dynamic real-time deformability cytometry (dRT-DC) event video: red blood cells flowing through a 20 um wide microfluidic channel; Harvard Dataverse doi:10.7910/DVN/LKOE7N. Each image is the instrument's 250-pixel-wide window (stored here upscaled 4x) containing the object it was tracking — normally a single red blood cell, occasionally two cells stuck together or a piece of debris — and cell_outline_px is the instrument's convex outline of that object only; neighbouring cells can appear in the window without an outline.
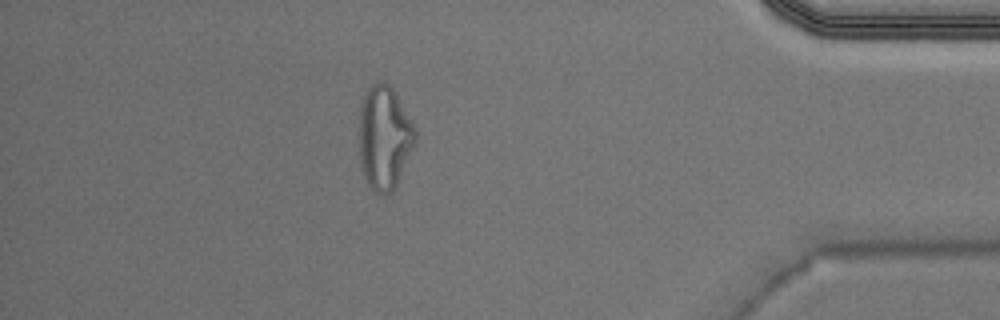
{"species": "Egyptian fruit bat (a non-hibernating species)", "species_latin": "Rousettus aegyptiacus", "temperature_condition": "warm", "stored_images_in_passage": 42, "camera_frame_rate_fps": 3000, "um_per_image_px": 0.085, "animal": {"sex": "male"}, "frame": {"image": 1, "passage_image": 36, "time_ms": 11.667, "image_size_px": [1000, 320], "cell_outline_px": [[416, 140], [396, 184], [392, 192], [384, 196], [376, 192], [368, 184], [360, 168], [360, 108], [364, 96], [368, 88], [376, 80], [384, 80], [396, 92], [416, 128]], "centroid_in_image_um": [32.67, 11.66], "position_along_channel_um": 402.5, "area_um2": 33.87}, "authors_computed_cell_mechanics": {"area_um2": 22.8599, "velocity_mm_per_s": 4.0052, "shape_relaxation_time_tau1_ms": null, "shape_relaxation_time_tau2_ms": 1.7503, "deformation_change_tau1": null, "deformation_change_tau2": 0.1273}}